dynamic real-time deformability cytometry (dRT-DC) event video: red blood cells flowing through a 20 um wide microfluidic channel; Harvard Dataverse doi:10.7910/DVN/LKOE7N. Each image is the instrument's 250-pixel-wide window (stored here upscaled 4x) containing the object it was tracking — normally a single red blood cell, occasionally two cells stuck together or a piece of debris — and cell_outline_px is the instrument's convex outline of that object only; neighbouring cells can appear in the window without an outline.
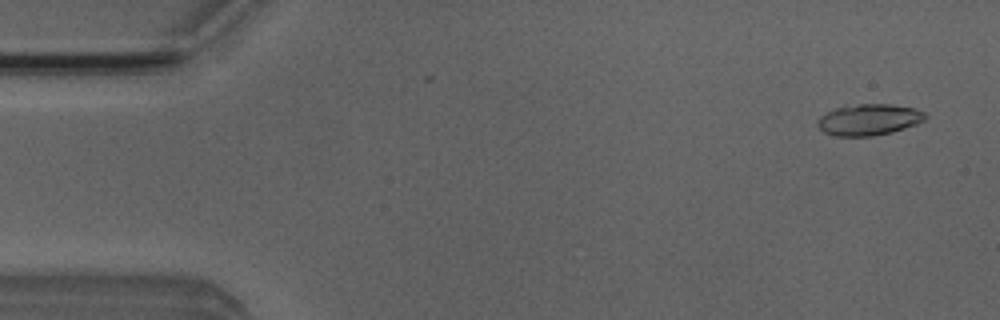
{"species": "Egyptian fruit bat (a non-hibernating species)", "species_latin": "Rousettus aegyptiacus", "temperature_condition": "room temperature", "stored_images_in_passage": 51, "camera_frame_rate_fps": 3000, "um_per_image_px": 0.085, "animal": {"sex": "male"}, "frame": {"image": 1, "passage_image": 3, "time_ms": 0.667, "image_size_px": [1000, 320], "cell_outline_px": [[928, 116], [924, 120], [916, 124], [892, 132], [872, 136], [836, 136], [824, 132], [816, 124], [816, 120], [820, 116], [836, 108], [860, 104], [892, 104], [912, 108], [924, 112]], "centroid_in_image_um": [73.85, 10.18], "position_along_channel_um": 11.2, "area_um2": 19.48}}
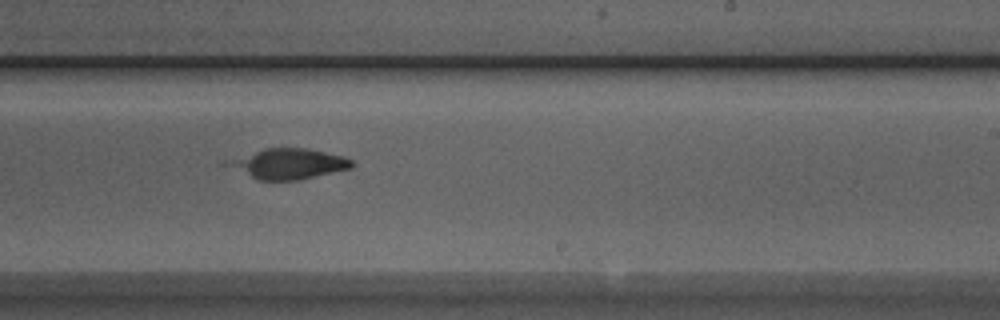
{"frame": {"image": 2, "passage_image": 31, "time_ms": 10.0, "image_size_px": [1000, 320], "cell_outline_px": [[356, 164], [352, 168], [296, 180], [256, 180], [236, 164], [240, 160], [264, 148], [308, 148], [344, 156], [352, 160]], "centroid_in_image_um": [24.87, 13.92], "position_along_channel_um": 264.1, "area_um2": 20.29}}
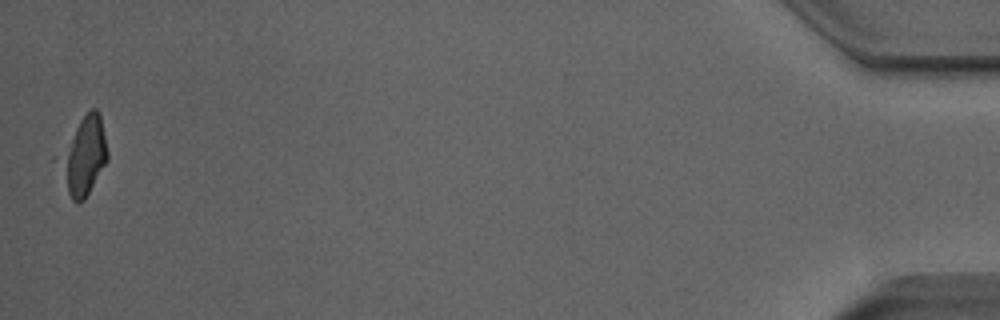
{"frame": {"image": 3, "passage_image": 51, "time_ms": 16.667, "image_size_px": [1000, 320], "cell_outline_px": [[108, 160], [84, 200], [80, 204], [76, 204], [72, 200], [68, 192], [60, 156], [80, 120], [92, 108], [96, 108], [100, 116], [108, 152]], "centroid_in_image_um": [7.19, 13.28], "position_along_channel_um": 428.0, "area_um2": 20.58}, "authors_computed_cell_mechanics": {"area_um2": 20.8658, "velocity_mm_per_s": 3.9521, "shape_relaxation_time_tau1_ms": 1.9888, "shape_relaxation_time_tau2_ms": null, "deformation_change_tau1": 0.1322, "deformation_change_tau2": null}}